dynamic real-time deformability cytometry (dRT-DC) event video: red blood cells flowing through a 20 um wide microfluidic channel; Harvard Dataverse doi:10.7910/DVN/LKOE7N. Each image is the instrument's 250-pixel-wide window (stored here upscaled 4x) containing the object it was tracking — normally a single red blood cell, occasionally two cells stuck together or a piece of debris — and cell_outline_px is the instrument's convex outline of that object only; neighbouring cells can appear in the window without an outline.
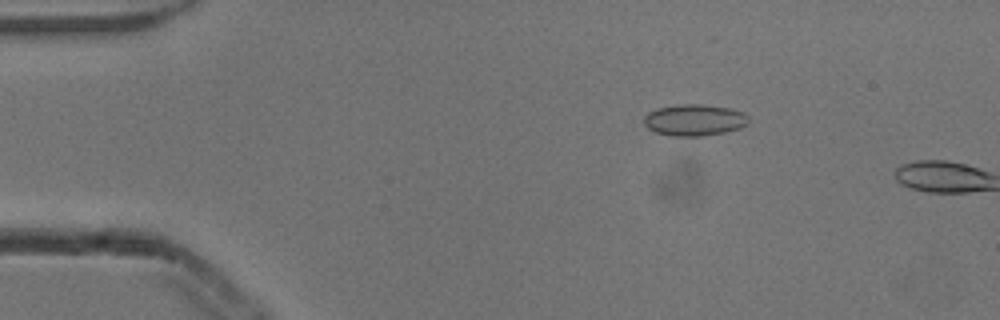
{"species": "common noctule bat (a hibernating species)", "species_latin": "Nyctalus noctula", "temperature_condition": "cold", "stored_images_in_passage": 2, "camera_frame_rate_fps": 3000, "um_per_image_px": 0.085, "animal": {"sex": "male", "body_mass_g": 13.3}, "frame": {"image": 1, "passage_image": 1, "time_ms": 0.0, "image_size_px": [1000, 320], "cell_outline_px": [[748, 124], [740, 128], [724, 132], [700, 136], [672, 136], [656, 132], [648, 128], [644, 124], [644, 116], [648, 112], [656, 108], [676, 104], [704, 104], [728, 108], [744, 112], [748, 116]], "centroid_in_image_um": [59.01, 10.19], "position_along_channel_um": 26.0, "area_um2": 19.31}}